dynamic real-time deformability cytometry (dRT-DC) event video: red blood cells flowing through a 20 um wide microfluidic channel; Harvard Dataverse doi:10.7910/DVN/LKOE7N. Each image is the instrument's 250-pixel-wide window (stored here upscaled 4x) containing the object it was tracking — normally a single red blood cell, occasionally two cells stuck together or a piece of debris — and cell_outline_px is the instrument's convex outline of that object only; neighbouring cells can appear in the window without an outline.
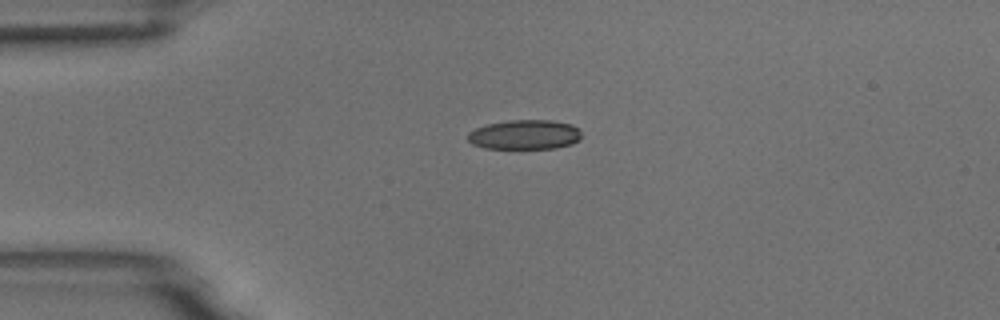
{"species": "common noctule bat (a hibernating species)", "species_latin": "Nyctalus noctula", "temperature_condition": "room temperature", "stored_images_in_passage": 8, "camera_frame_rate_fps": 3000, "um_per_image_px": 0.085, "animal": {"sex": "male", "body_mass_g": 18.8}, "frame": {"image": 1, "passage_image": 1, "time_ms": 0.0, "image_size_px": [1000, 320], "cell_outline_px": [[580, 140], [572, 144], [556, 148], [484, 148], [472, 144], [468, 140], [468, 132], [476, 128], [488, 124], [508, 120], [548, 120], [572, 124], [580, 128]], "centroid_in_image_um": [44.62, 11.44], "position_along_channel_um": 40.4, "area_um2": 19.65}}
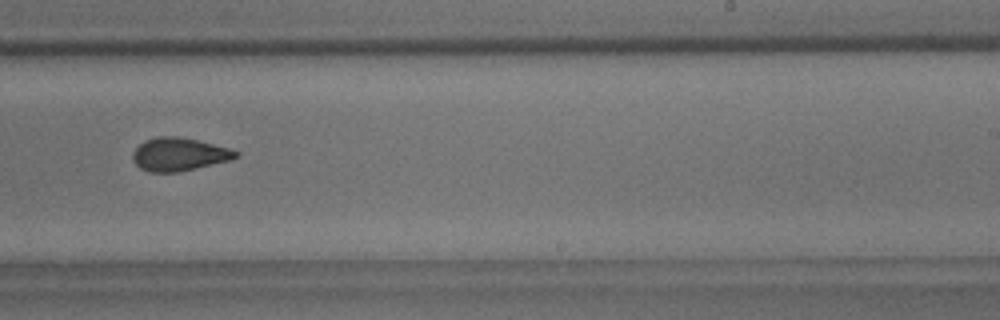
{"frame": {"image": 2, "passage_image": 7, "time_ms": 2.0, "image_size_px": [1000, 320], "cell_outline_px": [[240, 156], [228, 160], [196, 168], [176, 172], [148, 172], [140, 168], [132, 160], [132, 152], [144, 140], [156, 136], [176, 136], [196, 140], [228, 148], [240, 152]], "centroid_in_image_um": [15.18, 13.11], "position_along_channel_um": 273.8, "area_um2": 19.77}}
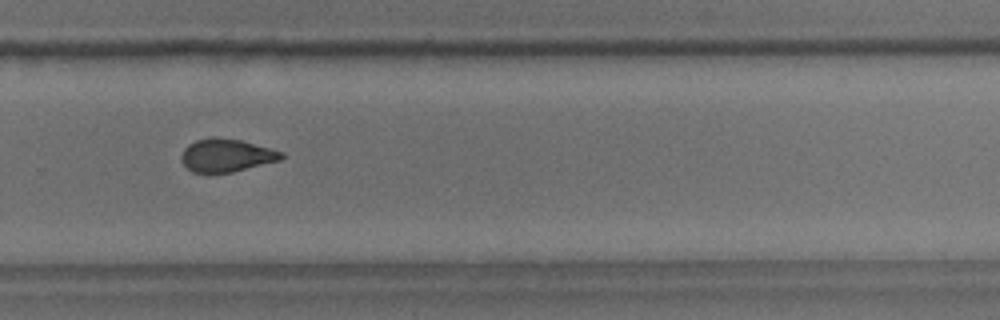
{"frame": {"image": 3, "passage_image": 8, "time_ms": 2.333, "image_size_px": [1000, 320], "cell_outline_px": [[284, 156], [280, 160], [232, 172], [192, 172], [180, 160], [180, 156], [184, 148], [188, 144], [196, 140], [212, 136], [216, 136], [240, 140], [284, 152]], "centroid_in_image_um": [19.22, 13.19], "position_along_channel_um": 310.6, "area_um2": 19.19}}